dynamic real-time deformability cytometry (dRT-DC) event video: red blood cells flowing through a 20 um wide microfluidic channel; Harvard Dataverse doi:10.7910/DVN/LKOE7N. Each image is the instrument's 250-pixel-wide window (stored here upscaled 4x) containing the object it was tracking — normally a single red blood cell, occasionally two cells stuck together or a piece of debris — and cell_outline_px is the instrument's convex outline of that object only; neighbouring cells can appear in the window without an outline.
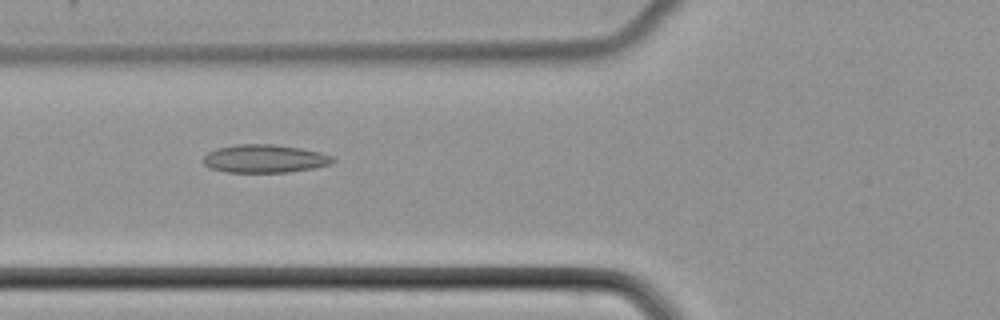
{"species": "common noctule bat (a hibernating species)", "species_latin": "Nyctalus noctula", "temperature_condition": "cold", "stored_images_in_passage": 38, "camera_frame_rate_fps": 3000, "um_per_image_px": 0.085, "animal": {"sex": "female", "body_mass_g": 22.7, "forearm_length_mm": 54.2}, "frame": {"image": 1, "passage_image": 19, "time_ms": 6.0, "image_size_px": [1000, 320], "cell_outline_px": [[336, 160], [332, 164], [312, 168], [288, 172], [224, 172], [208, 168], [204, 164], [204, 156], [208, 152], [216, 148], [236, 144], [272, 144], [300, 148], [320, 152], [332, 156]], "centroid_in_image_um": [22.48, 13.49], "position_along_channel_um": 103.3, "area_um2": 21.33}}
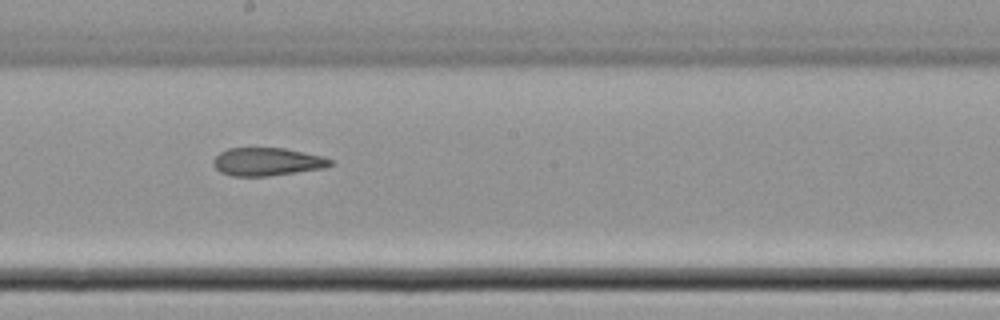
{"frame": {"image": 2, "passage_image": 28, "time_ms": 9.0, "image_size_px": [1000, 320], "cell_outline_px": [[332, 164], [324, 168], [268, 176], [232, 176], [220, 172], [212, 164], [212, 160], [220, 152], [228, 148], [284, 148], [324, 156], [332, 160]], "centroid_in_image_um": [22.69, 13.74], "position_along_channel_um": 225.5, "area_um2": 19.13}}
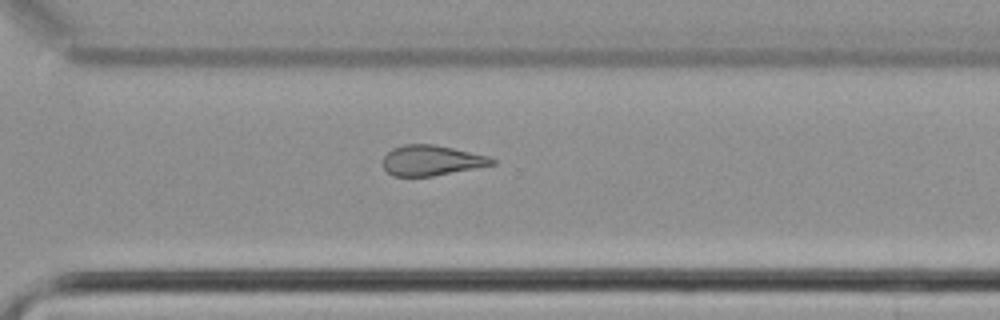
{"frame": {"image": 3, "passage_image": 36, "time_ms": 11.667, "image_size_px": [1000, 320], "cell_outline_px": [[496, 164], [432, 176], [392, 176], [384, 168], [384, 156], [392, 148], [404, 144], [436, 144], [488, 156], [496, 160]], "centroid_in_image_um": [36.68, 13.63], "position_along_channel_um": 333.9, "area_um2": 19.19}}